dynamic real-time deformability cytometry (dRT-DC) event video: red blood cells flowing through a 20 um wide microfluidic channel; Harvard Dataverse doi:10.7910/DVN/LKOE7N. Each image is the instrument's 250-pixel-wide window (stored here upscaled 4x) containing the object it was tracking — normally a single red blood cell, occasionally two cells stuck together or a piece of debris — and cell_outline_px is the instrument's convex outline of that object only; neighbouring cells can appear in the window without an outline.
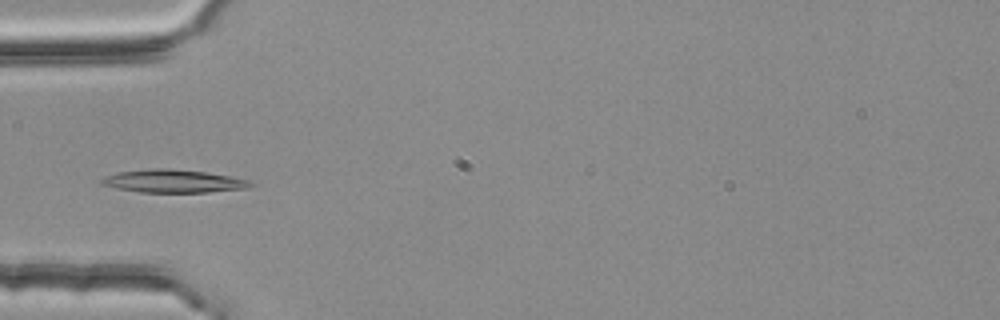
{"species": "common noctule bat (a hibernating species)", "species_latin": "Nyctalus noctula", "temperature_condition": "room temperature", "stored_images_in_passage": 3, "camera_frame_rate_fps": 3000, "um_per_image_px": 0.085, "animal": {"sex": "female", "body_mass_g": 25.1}, "frame": {"image": 1, "passage_image": 3, "time_ms": 0.667, "image_size_px": [1000, 320], "cell_outline_px": [[252, 184], [248, 188], [208, 192], [140, 192], [116, 188], [100, 184], [100, 180], [104, 176], [116, 172], [156, 168], [168, 168], [204, 172], [228, 176], [248, 180]], "centroid_in_image_um": [14.66, 15.39], "position_along_channel_um": 70.3, "area_um2": 19.77}}